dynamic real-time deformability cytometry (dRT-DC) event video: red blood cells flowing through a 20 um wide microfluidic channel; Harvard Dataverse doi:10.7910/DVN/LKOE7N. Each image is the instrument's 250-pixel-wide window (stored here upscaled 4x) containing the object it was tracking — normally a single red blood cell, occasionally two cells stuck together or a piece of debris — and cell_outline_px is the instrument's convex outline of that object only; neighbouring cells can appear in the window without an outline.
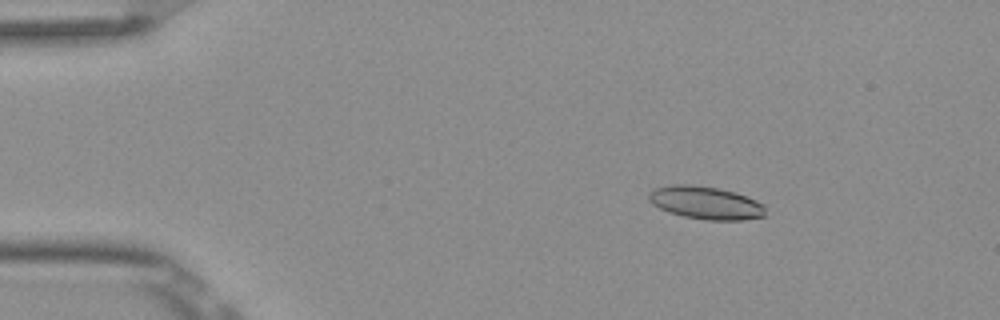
{"species": "Egyptian fruit bat (a non-hibernating species)", "species_latin": "Rousettus aegyptiacus", "temperature_condition": "room temperature", "stored_images_in_passage": 5, "camera_frame_rate_fps": 3000, "um_per_image_px": 0.085, "frame": {"image": 1, "passage_image": 3, "time_ms": 0.667, "image_size_px": [1000, 320], "cell_outline_px": [[764, 216], [744, 220], [708, 220], [684, 216], [668, 212], [652, 204], [648, 200], [648, 192], [652, 188], [672, 184], [692, 184], [716, 188], [736, 192], [756, 200], [764, 204]], "centroid_in_image_um": [59.94, 17.22], "position_along_channel_um": 25.1, "area_um2": 22.48}}